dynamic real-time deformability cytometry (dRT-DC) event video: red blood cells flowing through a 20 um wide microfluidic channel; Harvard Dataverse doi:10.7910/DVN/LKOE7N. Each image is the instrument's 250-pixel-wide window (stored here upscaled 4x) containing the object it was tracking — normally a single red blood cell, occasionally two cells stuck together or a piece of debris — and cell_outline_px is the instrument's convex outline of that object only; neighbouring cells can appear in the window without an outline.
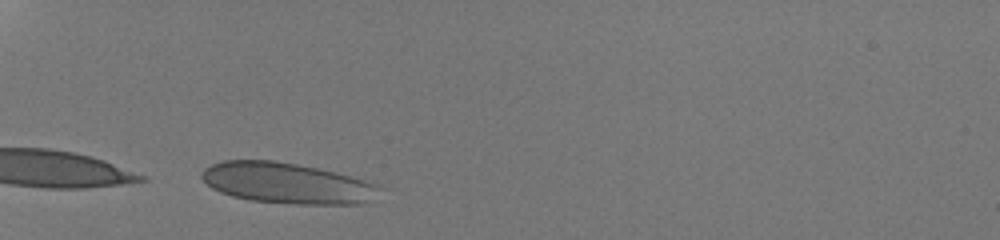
{"species": "human", "species_latin": "Homo sapiens", "temperature_condition": "room temperature", "stored_images_in_passage": 28, "camera_frame_rate_fps": 3000, "um_per_image_px": 0.085, "donor": {"sex": "male"}, "frame": {"image": 1, "passage_image": 1, "time_ms": 0.0, "image_size_px": [1000, 240], "cell_outline_px": [[380, 188], [360, 204], [296, 204], [248, 200], [232, 196], [220, 192], [212, 188], [200, 176], [200, 172], [204, 168], [212, 164], [224, 160], [272, 160], [296, 164], [336, 172], [380, 184]], "centroid_in_image_um": [24.31, 15.55], "position_along_channel_um": 60.7, "area_um2": 41.91}}
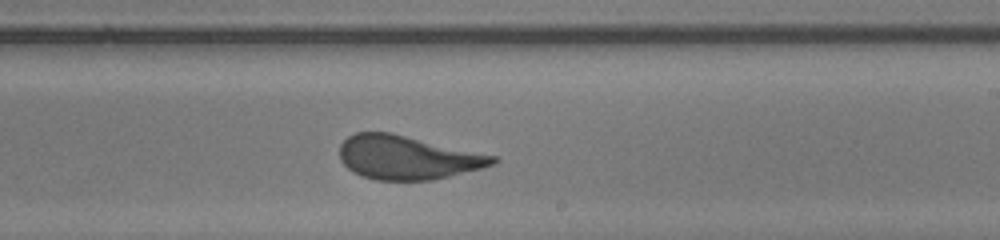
{"frame": {"image": 2, "passage_image": 17, "time_ms": 5.333, "image_size_px": [1000, 240], "cell_outline_px": [[500, 160], [492, 164], [480, 168], [432, 180], [376, 180], [360, 176], [352, 172], [340, 160], [340, 144], [348, 136], [356, 132], [392, 132], [496, 156]], "centroid_in_image_um": [34.58, 13.38], "position_along_channel_um": 254.4, "area_um2": 39.02}}
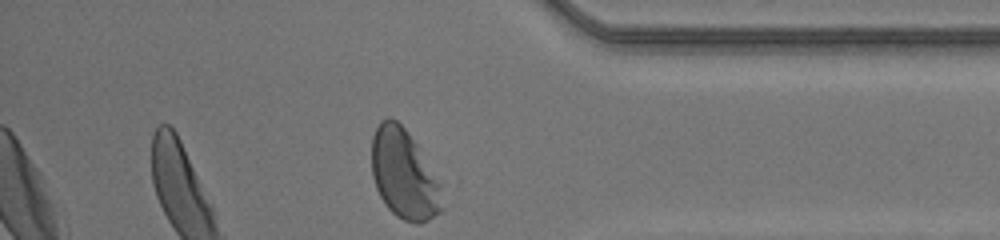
{"frame": {"image": 3, "passage_image": 28, "time_ms": 9.0, "image_size_px": [1000, 240], "cell_outline_px": [[444, 208], [440, 212], [428, 220], [420, 224], [416, 224], [404, 220], [396, 216], [384, 204], [376, 188], [372, 176], [372, 136], [380, 120], [388, 116], [392, 116], [404, 128], [416, 144], [440, 184]], "centroid_in_image_um": [34.32, 14.83], "position_along_channel_um": 400.9, "area_um2": 36.7}, "authors_computed_cell_mechanics": {"area_um2": 39.7953, "velocity_mm_per_s": 4.1999, "shape_relaxation_time_tau1_ms": 4.2511, "shape_relaxation_time_tau2_ms": null, "deformation_change_tau1": 0.1974, "deformation_change_tau2": null}}